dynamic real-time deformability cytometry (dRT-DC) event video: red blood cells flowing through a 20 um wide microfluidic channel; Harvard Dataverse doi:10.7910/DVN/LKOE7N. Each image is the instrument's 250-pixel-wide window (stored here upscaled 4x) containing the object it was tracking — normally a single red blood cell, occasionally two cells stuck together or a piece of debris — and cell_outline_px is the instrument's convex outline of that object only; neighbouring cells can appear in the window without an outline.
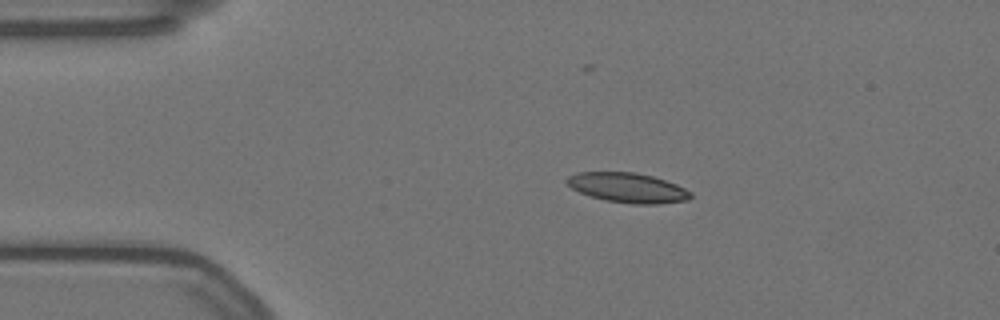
{"species": "Egyptian fruit bat (a non-hibernating species)", "species_latin": "Rousettus aegyptiacus", "temperature_condition": "warm", "stored_images_in_passage": 48, "camera_frame_rate_fps": 3000, "um_per_image_px": 0.085, "animal": {"sex": "female"}, "frame": {"image": 1, "passage_image": 1, "time_ms": 0.0, "image_size_px": [1000, 320], "cell_outline_px": [[692, 196], [688, 200], [660, 204], [632, 204], [604, 200], [580, 192], [572, 188], [564, 180], [568, 176], [576, 172], [636, 172], [652, 176], [676, 184], [692, 192]], "centroid_in_image_um": [53.36, 15.96], "position_along_channel_um": 31.6, "area_um2": 21.5}}
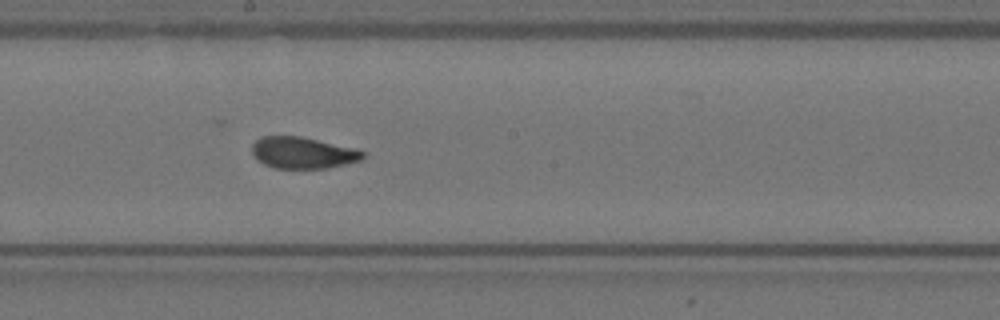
{"frame": {"image": 2, "passage_image": 21, "time_ms": 6.667, "image_size_px": [1000, 320], "cell_outline_px": [[364, 156], [360, 160], [328, 168], [272, 168], [256, 160], [252, 152], [252, 144], [260, 136], [300, 136], [356, 148], [364, 152]], "centroid_in_image_um": [25.7, 12.98], "position_along_channel_um": 222.5, "area_um2": 20.4}}
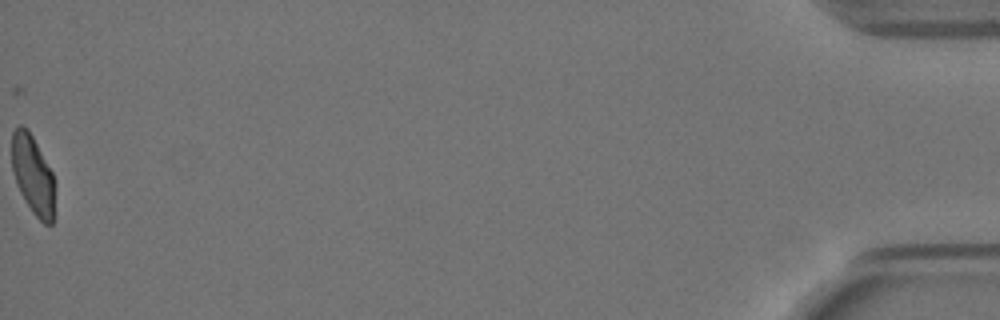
{"frame": {"image": 3, "passage_image": 48, "time_ms": 15.667, "image_size_px": [1000, 320], "cell_outline_px": [[56, 184], [52, 224], [44, 224], [32, 212], [20, 192], [16, 184], [12, 172], [12, 132], [20, 124], [28, 128], [52, 172]], "centroid_in_image_um": [2.8, 14.87], "position_along_channel_um": 432.4, "area_um2": 20.0}, "authors_computed_cell_mechanics": {"area_um2": 20.9525, "velocity_mm_per_s": 3.4936, "shape_relaxation_time_tau1_ms": null, "shape_relaxation_time_tau2_ms": 1.1037, "deformation_change_tau1": null, "deformation_change_tau2": 0.0626}}